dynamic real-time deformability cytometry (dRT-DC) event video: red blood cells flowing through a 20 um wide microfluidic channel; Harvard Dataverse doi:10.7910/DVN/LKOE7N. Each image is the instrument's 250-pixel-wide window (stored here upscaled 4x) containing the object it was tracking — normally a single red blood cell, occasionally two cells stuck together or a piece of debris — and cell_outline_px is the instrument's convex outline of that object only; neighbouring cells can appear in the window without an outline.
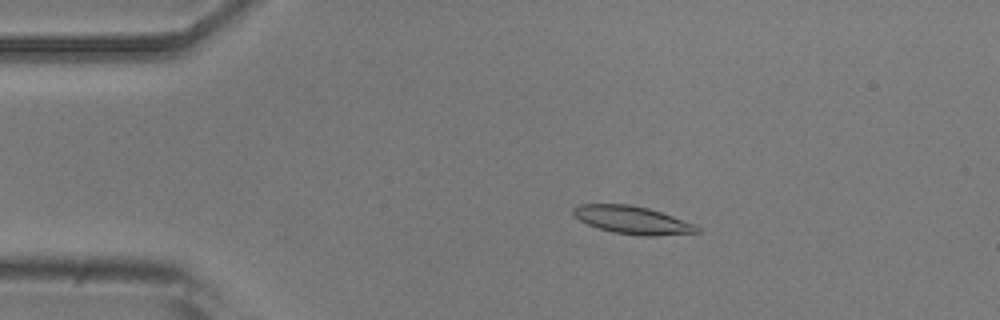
{"species": "common noctule bat (a hibernating species)", "species_latin": "Nyctalus noctula", "temperature_condition": "room temperature", "stored_images_in_passage": 5, "camera_frame_rate_fps": 3000, "um_per_image_px": 0.085, "animal": {"sex": "male", "body_mass_g": 20.5, "forearm_length_mm": 52.5}, "frame": {"image": 1, "passage_image": 2, "time_ms": 1.333, "image_size_px": [1000, 320], "cell_outline_px": [[700, 232], [656, 236], [640, 236], [612, 232], [588, 224], [580, 220], [572, 212], [572, 208], [580, 204], [628, 204], [648, 208], [696, 224], [700, 228]], "centroid_in_image_um": [53.78, 18.71], "position_along_channel_um": 31.2, "area_um2": 20.0}}
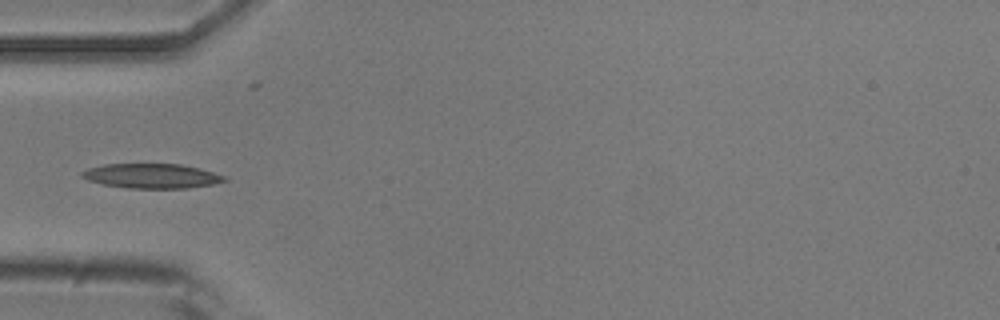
{"frame": {"image": 2, "passage_image": 4, "time_ms": 3.667, "image_size_px": [1000, 320], "cell_outline_px": [[228, 180], [212, 184], [188, 188], [128, 188], [104, 184], [88, 180], [80, 176], [80, 172], [88, 168], [104, 164], [180, 164], [200, 168], [224, 176]], "centroid_in_image_um": [12.87, 14.95], "position_along_channel_um": 72.1, "area_um2": 20.35}}